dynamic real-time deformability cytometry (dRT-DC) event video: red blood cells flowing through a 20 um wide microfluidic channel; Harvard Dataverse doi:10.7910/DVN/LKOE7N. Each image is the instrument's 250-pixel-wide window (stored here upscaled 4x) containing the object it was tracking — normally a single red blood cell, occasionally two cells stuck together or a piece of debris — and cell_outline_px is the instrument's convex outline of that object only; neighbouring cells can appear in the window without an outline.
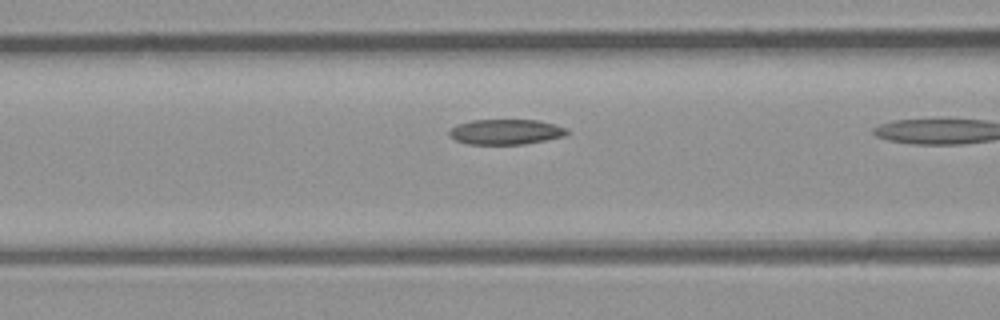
{"species": "common noctule bat (a hibernating species)", "species_latin": "Nyctalus noctula", "temperature_condition": "room temperature", "stored_images_in_passage": 10, "camera_frame_rate_fps": 3000, "um_per_image_px": 0.085, "animal": {"sex": "male", "body_mass_g": 23.1, "forearm_length_mm": 52.7}, "frame": {"image": 1, "passage_image": 9, "time_ms": 2.667, "image_size_px": [1000, 320], "cell_outline_px": [[568, 132], [564, 136], [524, 144], [468, 144], [456, 140], [448, 132], [456, 124], [472, 120], [536, 120], [568, 128]], "centroid_in_image_um": [42.98, 11.2], "position_along_channel_um": 123.6, "area_um2": 17.11}}